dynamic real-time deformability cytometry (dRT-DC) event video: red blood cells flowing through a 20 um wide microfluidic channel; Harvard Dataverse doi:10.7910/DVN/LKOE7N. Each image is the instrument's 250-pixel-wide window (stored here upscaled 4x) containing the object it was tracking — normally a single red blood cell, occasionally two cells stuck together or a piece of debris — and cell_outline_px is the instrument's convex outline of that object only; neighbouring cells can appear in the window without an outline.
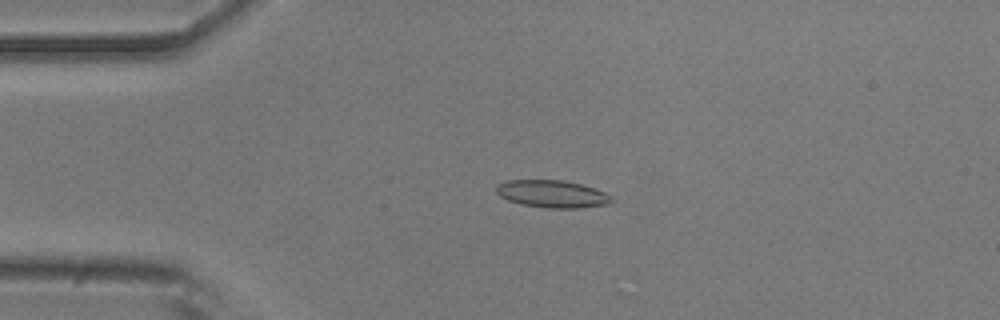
{"species": "common noctule bat (a hibernating species)", "species_latin": "Nyctalus noctula", "temperature_condition": "room temperature", "stored_images_in_passage": 31, "camera_frame_rate_fps": 3000, "um_per_image_px": 0.085, "animal": {"sex": "male", "body_mass_g": 20.5, "forearm_length_mm": 52.5}, "frame": {"image": 1, "passage_image": 12, "time_ms": 3.667, "image_size_px": [1000, 320], "cell_outline_px": [[612, 200], [608, 204], [580, 208], [544, 208], [520, 204], [508, 200], [500, 196], [496, 192], [496, 188], [504, 180], [564, 180], [580, 184], [604, 192]], "centroid_in_image_um": [46.89, 16.49], "position_along_channel_um": 38.1, "area_um2": 18.26}}
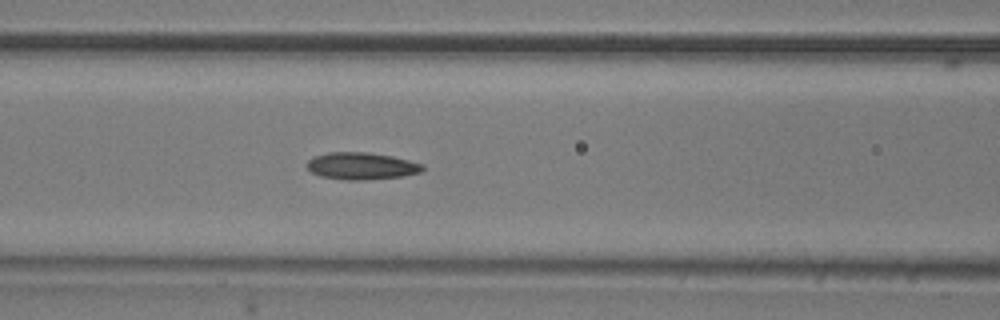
{"frame": {"image": 2, "passage_image": 22, "time_ms": 7.0, "image_size_px": [1000, 320], "cell_outline_px": [[424, 168], [420, 172], [404, 176], [368, 180], [348, 180], [320, 176], [312, 172], [308, 168], [308, 160], [312, 156], [328, 152], [364, 152], [392, 156], [424, 164]], "centroid_in_image_um": [30.73, 14.11], "position_along_channel_um": 135.9, "area_um2": 18.26}}
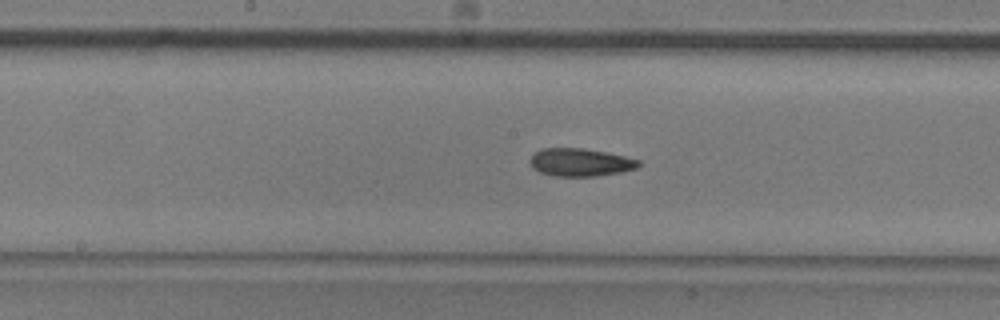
{"frame": {"image": 3, "passage_image": 27, "time_ms": 8.667, "image_size_px": [1000, 320], "cell_outline_px": [[640, 164], [636, 168], [620, 172], [596, 176], [552, 176], [540, 172], [532, 168], [528, 160], [536, 152], [544, 148], [580, 148], [604, 152], [624, 156], [640, 160]], "centroid_in_image_um": [49.29, 13.8], "position_along_channel_um": 198.9, "area_um2": 17.51}}